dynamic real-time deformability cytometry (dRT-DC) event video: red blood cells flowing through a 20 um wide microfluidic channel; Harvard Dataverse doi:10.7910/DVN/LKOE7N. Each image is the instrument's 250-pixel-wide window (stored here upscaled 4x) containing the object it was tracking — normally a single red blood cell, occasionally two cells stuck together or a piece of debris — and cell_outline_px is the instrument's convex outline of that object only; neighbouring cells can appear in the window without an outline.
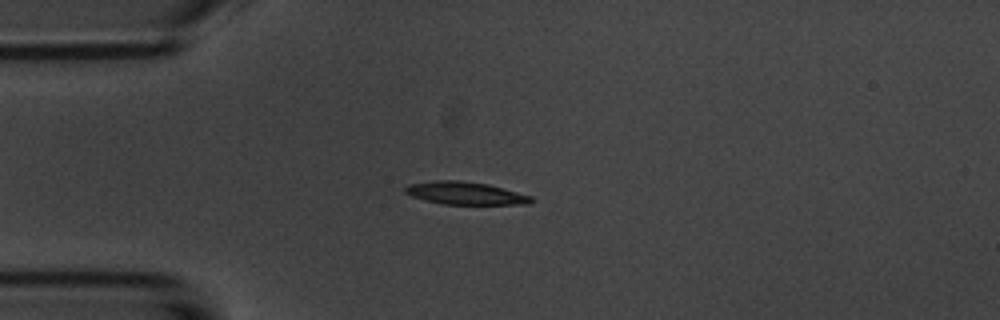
{"species": "common noctule bat (a hibernating species)", "species_latin": "Nyctalus noctula", "temperature_condition": "room temperature", "stored_images_in_passage": 12, "camera_frame_rate_fps": 3000, "um_per_image_px": 0.085, "animal": {"sex": "male", "body_mass_g": 20.1, "forearm_length_mm": 53.5}, "frame": {"image": 1, "passage_image": 1, "time_ms": 0.0, "image_size_px": [1000, 320], "cell_outline_px": [[532, 200], [528, 204], [444, 204], [412, 196], [404, 192], [404, 188], [408, 184], [436, 180], [460, 180], [488, 184], [532, 196]], "centroid_in_image_um": [39.54, 16.41], "position_along_channel_um": 45.5, "area_um2": 16.47}}
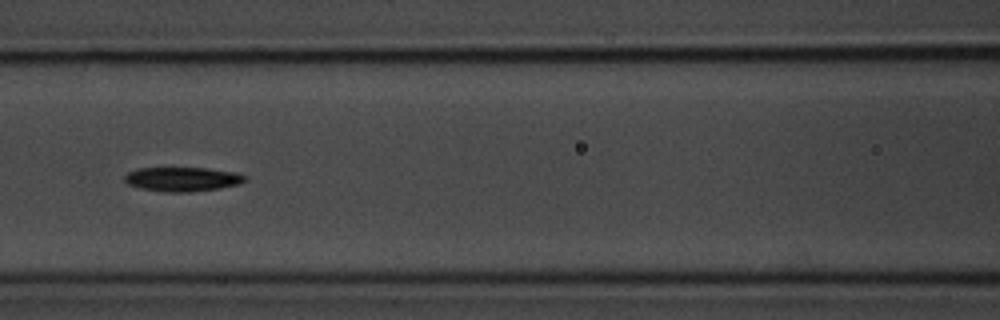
{"frame": {"image": 2, "passage_image": 4, "time_ms": 3.333, "image_size_px": [1000, 320], "cell_outline_px": [[248, 180], [240, 184], [220, 188], [192, 192], [164, 192], [140, 188], [128, 184], [124, 180], [124, 176], [128, 172], [136, 168], [208, 168], [236, 172], [248, 176]], "centroid_in_image_um": [15.54, 15.23], "position_along_channel_um": 151.1, "area_um2": 17.28}}
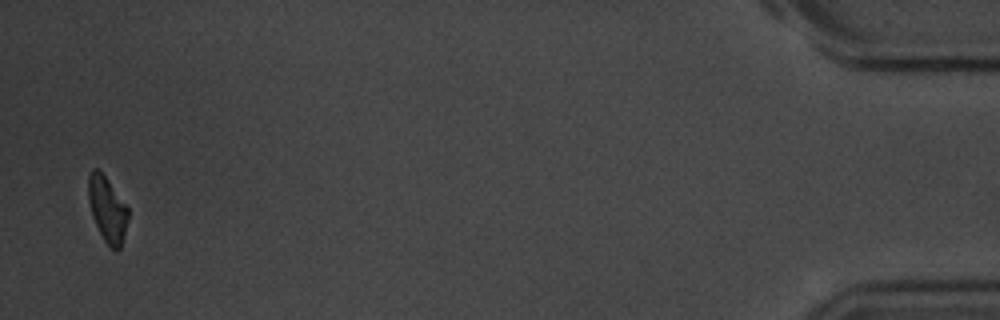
{"frame": {"image": 3, "passage_image": 12, "time_ms": 13.333, "image_size_px": [1000, 320], "cell_outline_px": [[128, 220], [120, 248], [116, 252], [104, 240], [92, 216], [88, 200], [88, 176], [92, 168], [96, 168], [104, 176], [128, 208]], "centroid_in_image_um": [9.1, 17.8], "position_along_channel_um": 426.1, "area_um2": 14.8}, "authors_computed_cell_mechanics": {"area_um2": 16.5886, "velocity_mm_per_s": 3.6389, "shape_relaxation_time_tau1_ms": 1.9434, "shape_relaxation_time_tau2_ms": null, "deformation_change_tau1": 0.1269, "deformation_change_tau2": null}}